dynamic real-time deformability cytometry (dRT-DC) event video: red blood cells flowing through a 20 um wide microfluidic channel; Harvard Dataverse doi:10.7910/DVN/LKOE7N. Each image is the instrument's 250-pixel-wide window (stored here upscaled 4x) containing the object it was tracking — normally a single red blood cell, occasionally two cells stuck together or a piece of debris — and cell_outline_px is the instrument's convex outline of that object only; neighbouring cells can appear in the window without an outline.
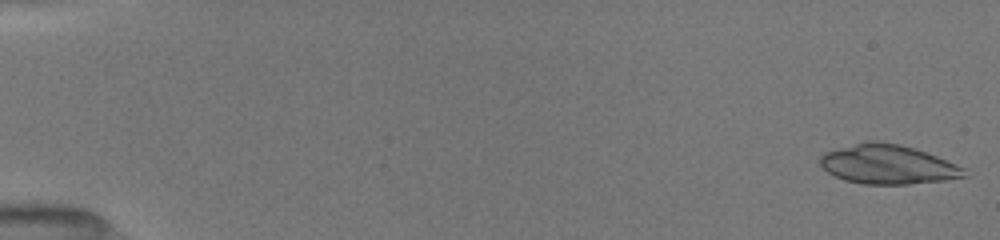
{"species": "common noctule bat (a hibernating species)", "species_latin": "Nyctalus noctula", "temperature_condition": "room temperature", "stored_images_in_passage": 50, "camera_frame_rate_fps": 3000, "um_per_image_px": 0.085, "animal": {"sex": "female", "body_mass_g": 19.5, "forearm_length_mm": 54.1}, "frame": {"image": 1, "passage_image": 1, "time_ms": 0.0, "image_size_px": [1000, 240], "cell_outline_px": [[968, 176], [944, 180], [908, 184], [864, 184], [844, 180], [828, 172], [820, 164], [820, 156], [824, 152], [868, 140], [880, 140], [900, 144], [936, 156], [968, 168]], "centroid_in_image_um": [75.5, 13.97], "position_along_channel_um": 9.5, "area_um2": 33.06}}